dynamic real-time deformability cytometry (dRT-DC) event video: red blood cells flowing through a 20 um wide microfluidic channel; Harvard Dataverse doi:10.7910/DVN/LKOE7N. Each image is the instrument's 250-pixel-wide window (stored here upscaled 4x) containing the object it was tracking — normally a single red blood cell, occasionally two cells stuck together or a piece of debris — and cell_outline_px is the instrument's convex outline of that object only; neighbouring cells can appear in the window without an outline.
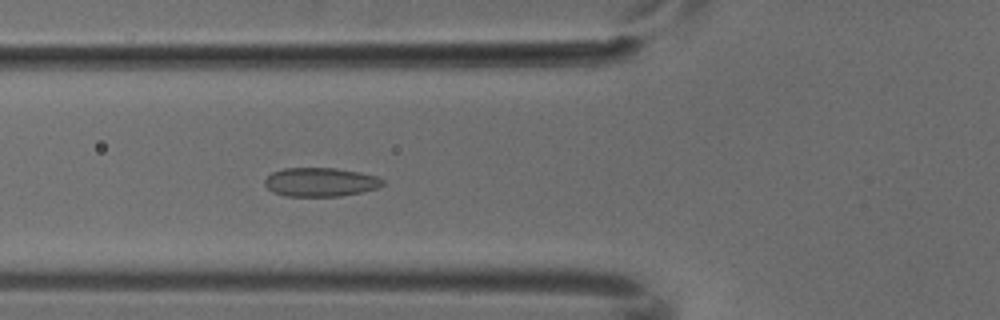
{"species": "common noctule bat (a hibernating species)", "species_latin": "Nyctalus noctula", "temperature_condition": "cold", "stored_images_in_passage": 5, "camera_frame_rate_fps": 3000, "um_per_image_px": 0.085, "animal": {"sex": "male", "body_mass_g": 18.8}, "frame": {"image": 1, "passage_image": 5, "time_ms": 1.333, "image_size_px": [1000, 320], "cell_outline_px": [[384, 184], [380, 188], [340, 196], [284, 196], [272, 192], [264, 184], [264, 180], [272, 172], [284, 168], [336, 168], [360, 172], [376, 176], [384, 180]], "centroid_in_image_um": [27.24, 15.48], "position_along_channel_um": 98.6, "area_um2": 19.94}}